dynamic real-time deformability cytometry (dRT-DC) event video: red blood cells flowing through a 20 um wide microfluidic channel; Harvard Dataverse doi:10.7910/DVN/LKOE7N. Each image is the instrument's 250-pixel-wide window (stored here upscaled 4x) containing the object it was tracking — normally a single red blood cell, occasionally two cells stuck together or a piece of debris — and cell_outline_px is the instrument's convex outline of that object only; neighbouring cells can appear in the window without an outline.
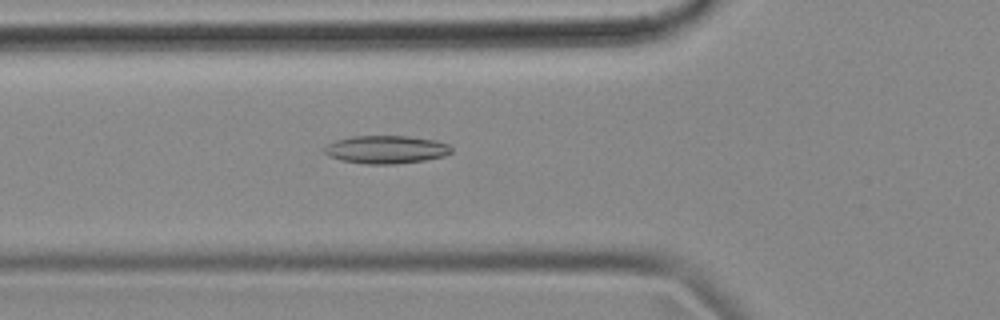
{"species": "common noctule bat (a hibernating species)", "species_latin": "Nyctalus noctula", "temperature_condition": "cold", "stored_images_in_passage": 50, "camera_frame_rate_fps": 3000, "um_per_image_px": 0.085, "animal": {"sex": "female", "body_mass_g": 18.4}, "frame": {"image": 1, "passage_image": 19, "time_ms": 6.0, "image_size_px": [1000, 320], "cell_outline_px": [[452, 152], [444, 156], [424, 160], [396, 164], [364, 164], [340, 160], [328, 156], [324, 152], [324, 148], [328, 144], [336, 140], [352, 136], [408, 136], [432, 140], [448, 144], [452, 148]], "centroid_in_image_um": [32.8, 12.71], "position_along_channel_um": 93.0, "area_um2": 20.69}}
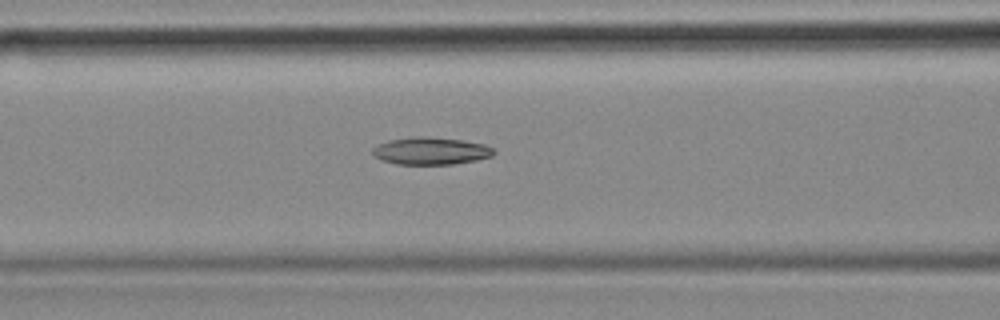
{"frame": {"image": 2, "passage_image": 22, "time_ms": 7.0, "image_size_px": [1000, 320], "cell_outline_px": [[496, 152], [492, 156], [476, 160], [452, 164], [396, 164], [384, 160], [376, 156], [372, 152], [372, 148], [388, 140], [416, 136], [424, 136], [460, 140], [484, 144], [492, 148]], "centroid_in_image_um": [36.63, 12.83], "position_along_channel_um": 130.0, "area_um2": 19.07}}
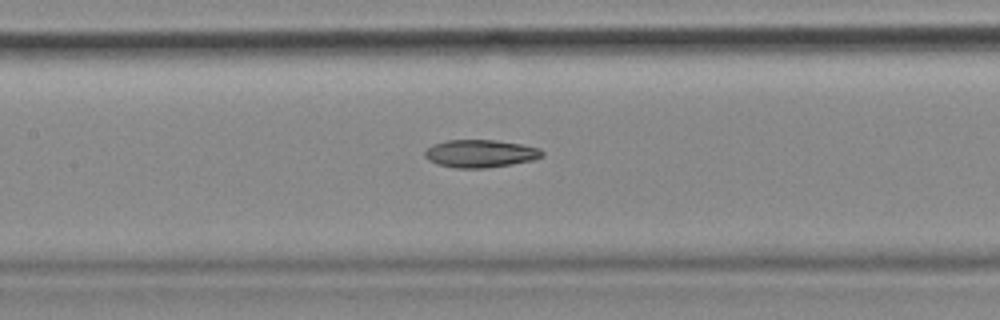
{"frame": {"image": 3, "passage_image": 25, "time_ms": 8.0, "image_size_px": [1000, 320], "cell_outline_px": [[544, 152], [540, 156], [532, 160], [512, 164], [484, 168], [456, 168], [436, 164], [428, 160], [424, 156], [424, 152], [432, 144], [448, 140], [496, 140], [520, 144], [540, 148]], "centroid_in_image_um": [40.79, 13.05], "position_along_channel_um": 166.6, "area_um2": 18.9}}